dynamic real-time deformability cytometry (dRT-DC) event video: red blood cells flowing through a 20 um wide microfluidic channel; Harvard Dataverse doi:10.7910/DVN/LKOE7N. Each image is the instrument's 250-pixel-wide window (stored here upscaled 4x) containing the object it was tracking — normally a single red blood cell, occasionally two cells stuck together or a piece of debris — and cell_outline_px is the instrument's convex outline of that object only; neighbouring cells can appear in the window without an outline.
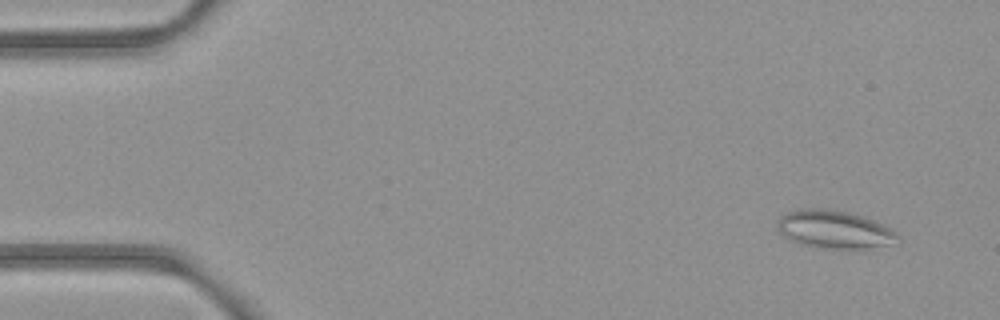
{"species": "common noctule bat (a hibernating species)", "species_latin": "Nyctalus noctula", "temperature_condition": "room temperature", "stored_images_in_passage": 9, "camera_frame_rate_fps": 3000, "um_per_image_px": 0.085, "animal": {"sex": "female", "body_mass_g": 21.9}, "frame": {"image": 1, "passage_image": 4, "time_ms": 1.0, "image_size_px": [1000, 320], "cell_outline_px": [[900, 244], [860, 248], [820, 248], [800, 244], [784, 236], [776, 228], [776, 224], [780, 216], [788, 212], [800, 208], [824, 208], [848, 212], [872, 220], [888, 228], [900, 240]], "centroid_in_image_um": [70.86, 19.5], "position_along_channel_um": 14.1, "area_um2": 26.41}}